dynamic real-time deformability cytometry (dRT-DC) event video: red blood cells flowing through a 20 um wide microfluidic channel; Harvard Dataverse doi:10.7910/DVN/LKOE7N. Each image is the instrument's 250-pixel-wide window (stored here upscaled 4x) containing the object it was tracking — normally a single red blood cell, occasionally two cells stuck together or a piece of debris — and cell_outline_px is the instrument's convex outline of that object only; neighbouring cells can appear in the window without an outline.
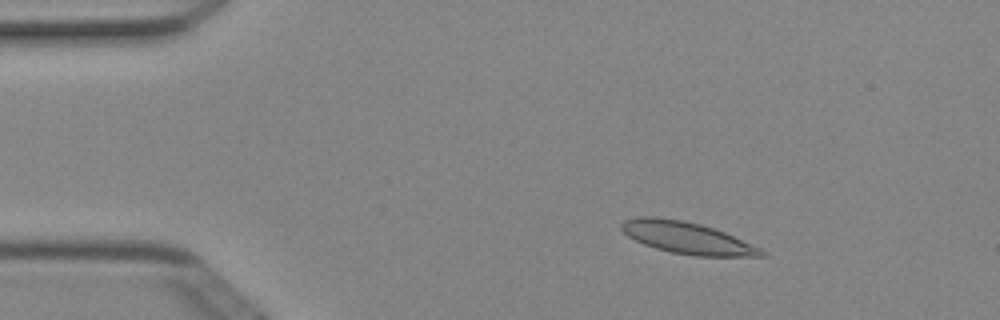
{"species": "Egyptian fruit bat (a non-hibernating species)", "species_latin": "Rousettus aegyptiacus", "temperature_condition": "cold", "stored_images_in_passage": 5, "camera_frame_rate_fps": 3000, "um_per_image_px": 0.085, "animal": {"sex": "female"}, "frame": {"image": 1, "passage_image": 3, "time_ms": 0.667, "image_size_px": [1000, 320], "cell_outline_px": [[768, 256], [692, 256], [672, 252], [656, 248], [644, 244], [628, 236], [620, 228], [620, 224], [624, 220], [640, 216], [652, 216], [680, 220], [700, 224], [724, 232], [760, 248], [768, 252]], "centroid_in_image_um": [58.39, 20.22], "position_along_channel_um": 26.6, "area_um2": 25.72}}
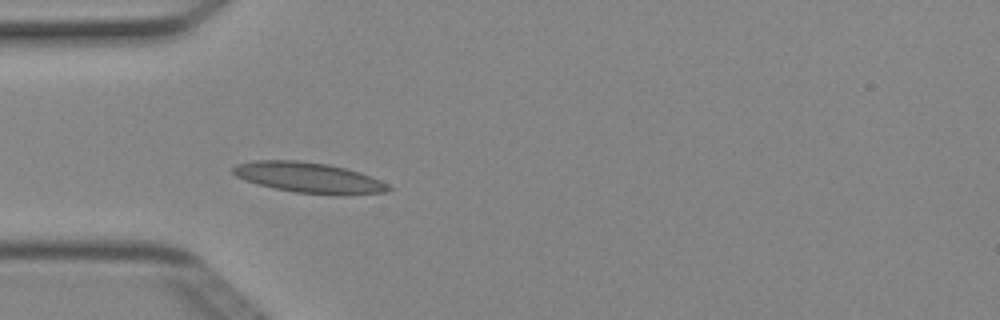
{"frame": {"image": 2, "passage_image": 5, "time_ms": 1.333, "image_size_px": [1000, 320], "cell_outline_px": [[392, 188], [388, 192], [344, 196], [336, 196], [296, 192], [276, 188], [244, 180], [236, 176], [232, 172], [232, 168], [236, 164], [252, 160], [296, 160], [328, 164], [360, 172], [380, 180], [388, 184]], "centroid_in_image_um": [26.29, 15.11], "position_along_channel_um": 58.7, "area_um2": 27.86}}